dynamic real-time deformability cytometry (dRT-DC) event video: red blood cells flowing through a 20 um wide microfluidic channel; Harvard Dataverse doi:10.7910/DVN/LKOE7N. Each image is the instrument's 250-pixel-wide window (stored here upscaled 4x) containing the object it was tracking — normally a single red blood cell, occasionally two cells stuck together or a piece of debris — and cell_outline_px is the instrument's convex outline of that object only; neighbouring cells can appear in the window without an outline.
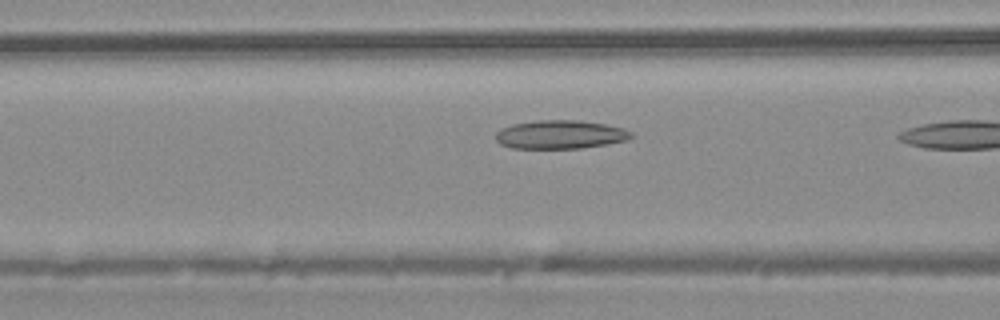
{"species": "common noctule bat (a hibernating species)", "species_latin": "Nyctalus noctula", "temperature_condition": "warm", "stored_images_in_passage": 5, "camera_frame_rate_fps": 3000, "um_per_image_px": 0.085, "animal": {"sex": "male", "body_mass_g": 20.4}, "frame": {"image": 1, "passage_image": 4, "time_ms": 1.0, "image_size_px": [1000, 320], "cell_outline_px": [[636, 136], [628, 140], [608, 144], [580, 148], [512, 148], [500, 144], [496, 140], [496, 132], [512, 124], [536, 120], [576, 120], [604, 124], [624, 128], [632, 132]], "centroid_in_image_um": [47.67, 11.44], "position_along_channel_um": 118.9, "area_um2": 22.6}}